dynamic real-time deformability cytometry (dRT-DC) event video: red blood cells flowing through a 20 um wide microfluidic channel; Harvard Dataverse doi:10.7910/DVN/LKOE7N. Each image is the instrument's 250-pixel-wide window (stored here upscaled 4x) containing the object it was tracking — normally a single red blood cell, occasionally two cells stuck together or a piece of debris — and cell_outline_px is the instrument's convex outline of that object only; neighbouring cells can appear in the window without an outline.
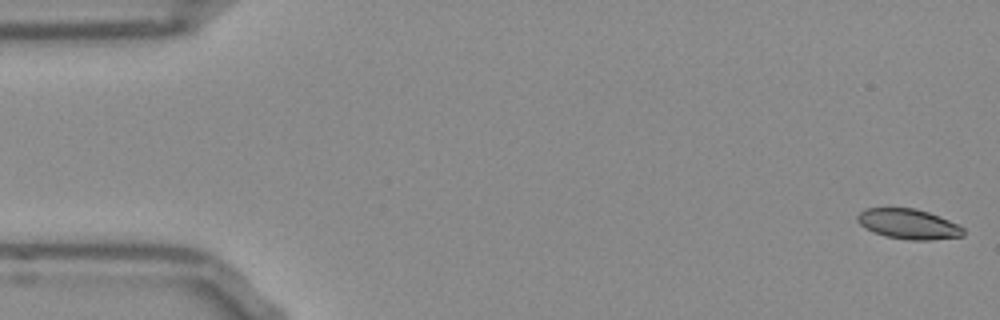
{"species": "Egyptian fruit bat (a non-hibernating species)", "species_latin": "Rousettus aegyptiacus", "temperature_condition": "room temperature", "stored_images_in_passage": 53, "camera_frame_rate_fps": 3000, "um_per_image_px": 0.085, "frame": {"image": 1, "passage_image": 1, "time_ms": 0.0, "image_size_px": [1000, 320], "cell_outline_px": [[964, 236], [928, 240], [908, 240], [888, 236], [864, 228], [856, 220], [856, 216], [864, 208], [916, 208], [928, 212], [948, 220], [964, 228]], "centroid_in_image_um": [77.2, 19.03], "position_along_channel_um": 7.8, "area_um2": 18.44}}
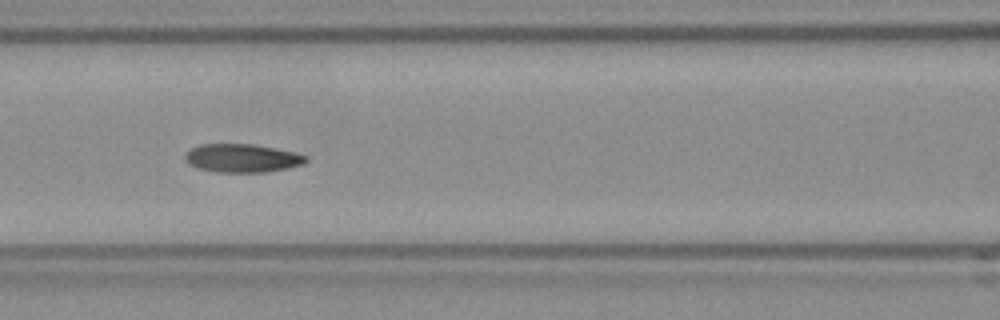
{"frame": {"image": 2, "passage_image": 22, "time_ms": 7.0, "image_size_px": [1000, 320], "cell_outline_px": [[308, 160], [304, 164], [264, 172], [216, 172], [196, 168], [188, 164], [184, 156], [192, 148], [200, 144], [252, 144], [292, 152], [308, 156]], "centroid_in_image_um": [20.55, 13.45], "position_along_channel_um": 146.1, "area_um2": 19.77}}
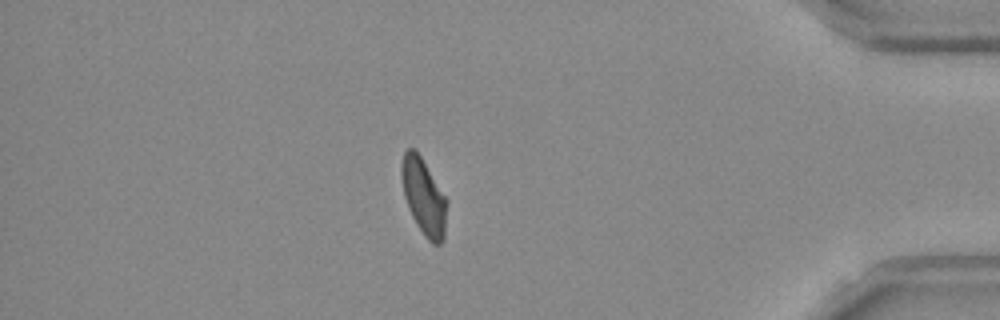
{"frame": {"image": 3, "passage_image": 45, "time_ms": 14.667, "image_size_px": [1000, 320], "cell_outline_px": [[448, 200], [444, 240], [440, 244], [432, 244], [424, 236], [416, 224], [408, 208], [404, 196], [400, 176], [400, 168], [404, 152], [408, 148], [412, 148], [420, 156]], "centroid_in_image_um": [36.02, 16.76], "position_along_channel_um": 399.2, "area_um2": 20.29}, "authors_computed_cell_mechanics": {"area_um2": 19.8254, "velocity_mm_per_s": 3.8552, "shape_relaxation_time_tau1_ms": 3.7176, "shape_relaxation_time_tau2_ms": 2.9719, "deformation_change_tau1": 0.1338, "deformation_change_tau2": 0.0903}}